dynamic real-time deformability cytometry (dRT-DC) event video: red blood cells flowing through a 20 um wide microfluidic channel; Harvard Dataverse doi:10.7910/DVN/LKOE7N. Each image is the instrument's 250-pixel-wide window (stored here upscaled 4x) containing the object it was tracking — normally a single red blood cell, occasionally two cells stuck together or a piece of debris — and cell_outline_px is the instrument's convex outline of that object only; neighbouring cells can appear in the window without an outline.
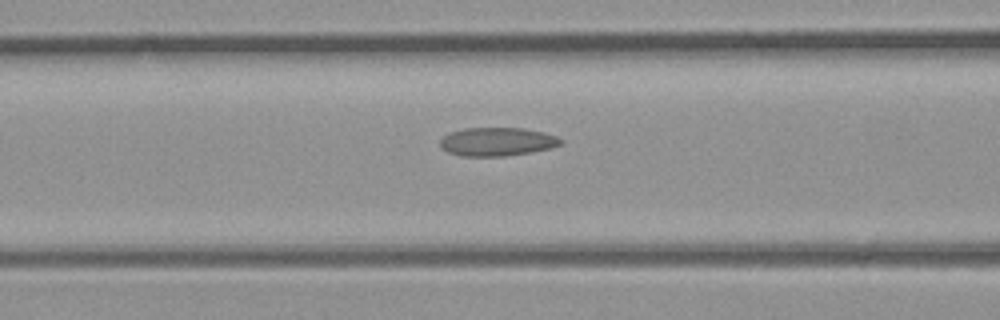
{"species": "common noctule bat (a hibernating species)", "species_latin": "Nyctalus noctula", "temperature_condition": "room temperature", "stored_images_in_passage": 4, "camera_frame_rate_fps": 3000, "um_per_image_px": 0.085, "animal": {"sex": "male", "body_mass_g": 23.1, "forearm_length_mm": 52.7}, "frame": {"image": 1, "passage_image": 4, "time_ms": 1.0, "image_size_px": [1000, 320], "cell_outline_px": [[564, 144], [548, 148], [528, 152], [504, 156], [460, 156], [448, 152], [440, 144], [440, 140], [448, 132], [464, 128], [524, 128], [544, 132], [556, 136], [564, 140]], "centroid_in_image_um": [42.26, 12.03], "position_along_channel_um": 124.3, "area_um2": 20.0}}